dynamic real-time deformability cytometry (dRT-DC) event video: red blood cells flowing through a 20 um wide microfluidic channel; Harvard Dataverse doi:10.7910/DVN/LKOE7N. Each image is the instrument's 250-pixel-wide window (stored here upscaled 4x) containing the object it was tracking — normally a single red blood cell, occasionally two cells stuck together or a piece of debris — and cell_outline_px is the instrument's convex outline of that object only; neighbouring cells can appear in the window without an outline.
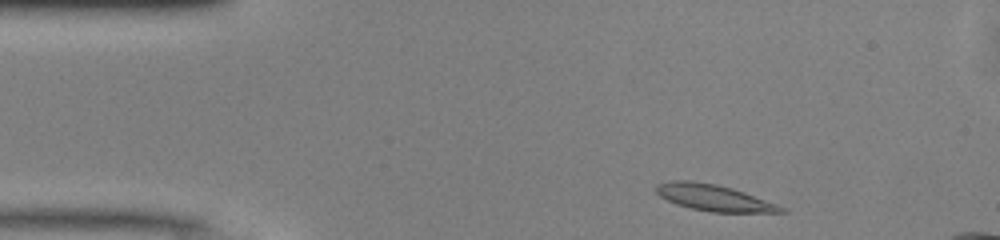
{"species": "common noctule bat (a hibernating species)", "species_latin": "Nyctalus noctula", "temperature_condition": "warm", "stored_images_in_passage": 44, "camera_frame_rate_fps": 3000, "um_per_image_px": 0.085, "animal": {"sex": "male", "body_mass_g": 13.0, "forearm_length_mm": 53.1}, "frame": {"image": 1, "passage_image": 1, "time_ms": 0.0, "image_size_px": [1000, 240], "cell_outline_px": [[788, 212], [712, 212], [692, 208], [676, 204], [660, 196], [656, 192], [656, 184], [668, 180], [692, 180], [716, 184], [732, 188], [744, 192], [776, 204], [784, 208]], "centroid_in_image_um": [60.63, 16.79], "position_along_channel_um": 24.4, "area_um2": 19.02}}
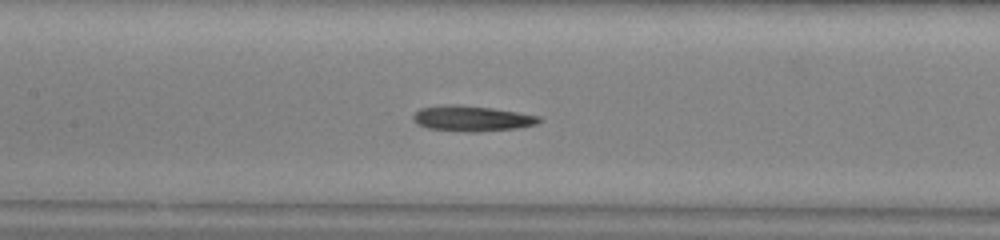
{"frame": {"image": 2, "passage_image": 16, "time_ms": 5.0, "image_size_px": [1000, 240], "cell_outline_px": [[544, 120], [536, 124], [516, 128], [476, 132], [468, 132], [428, 128], [416, 124], [412, 120], [412, 116], [420, 108], [444, 104], [448, 104], [492, 108], [540, 116]], "centroid_in_image_um": [40.09, 10.07], "position_along_channel_um": 167.3, "area_um2": 18.67}}
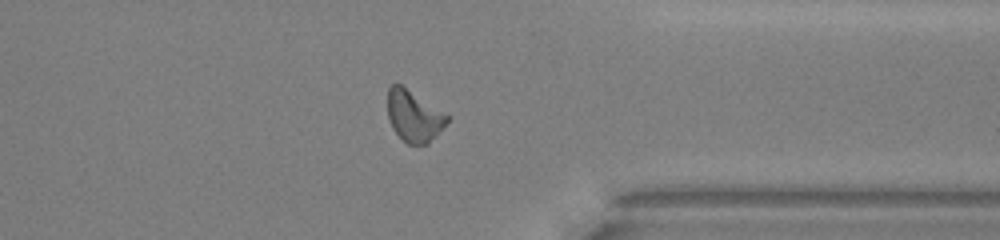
{"frame": {"image": 3, "passage_image": 32, "time_ms": 10.333, "image_size_px": [1000, 240], "cell_outline_px": [[448, 120], [440, 132], [428, 144], [408, 144], [392, 128], [388, 116], [388, 88], [392, 84], [400, 84], [448, 116]], "centroid_in_image_um": [35.16, 9.88], "position_along_channel_um": 376.2, "area_um2": 17.28}, "authors_computed_cell_mechanics": {"area_um2": 18.2359, "velocity_mm_per_s": 4.0949, "shape_relaxation_time_tau1_ms": 6.6015, "shape_relaxation_time_tau2_ms": null, "deformation_change_tau1": 0.1965, "deformation_change_tau2": null}}